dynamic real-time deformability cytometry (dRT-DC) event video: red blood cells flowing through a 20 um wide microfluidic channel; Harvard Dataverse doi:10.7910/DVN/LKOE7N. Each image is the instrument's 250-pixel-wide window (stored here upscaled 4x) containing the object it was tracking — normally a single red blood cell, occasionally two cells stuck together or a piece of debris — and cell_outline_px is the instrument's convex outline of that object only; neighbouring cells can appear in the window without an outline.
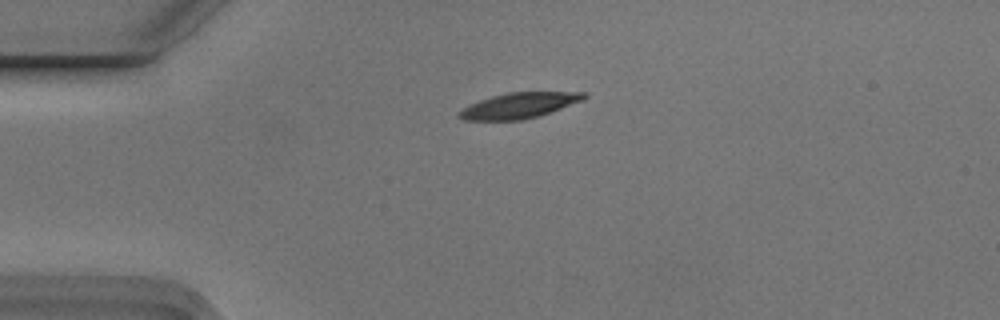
{"species": "Egyptian fruit bat (a non-hibernating species)", "species_latin": "Rousettus aegyptiacus", "temperature_condition": "cold", "stored_images_in_passage": 4, "camera_frame_rate_fps": 3000, "um_per_image_px": 0.085, "animal": {"sex": "male"}, "frame": {"image": 1, "passage_image": 2, "time_ms": 0.333, "image_size_px": [1000, 320], "cell_outline_px": [[588, 96], [584, 100], [540, 116], [520, 120], [464, 120], [456, 116], [456, 112], [480, 100], [492, 96], [508, 92], [588, 92]], "centroid_in_image_um": [44.15, 8.97], "position_along_channel_um": 40.8, "area_um2": 18.67}}